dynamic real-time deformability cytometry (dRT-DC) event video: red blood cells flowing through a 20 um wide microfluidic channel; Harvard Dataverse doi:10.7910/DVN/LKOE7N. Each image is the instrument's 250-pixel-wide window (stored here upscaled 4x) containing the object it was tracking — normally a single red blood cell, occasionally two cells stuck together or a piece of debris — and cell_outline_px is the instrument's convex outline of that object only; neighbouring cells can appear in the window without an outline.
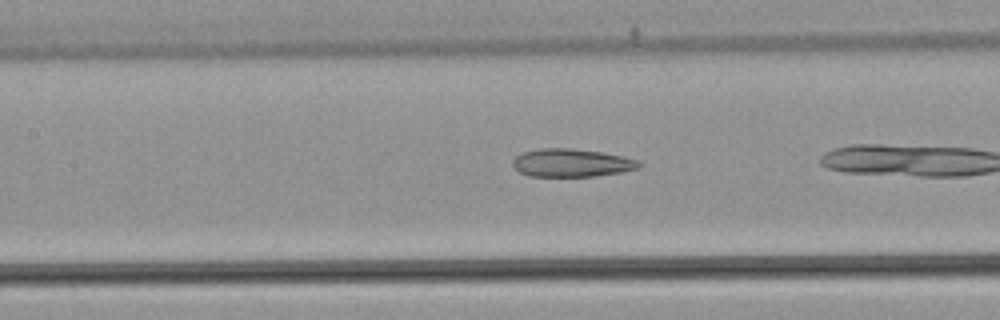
{"species": "common noctule bat (a hibernating species)", "species_latin": "Nyctalus noctula", "temperature_condition": "warm", "stored_images_in_passage": 14, "camera_frame_rate_fps": 3000, "um_per_image_px": 0.085, "animal": {"sex": "male", "body_mass_g": 21.5, "forearm_length_mm": 52.0}, "frame": {"image": 1, "passage_image": 7, "time_ms": 2.0, "image_size_px": [1000, 320], "cell_outline_px": [[644, 164], [636, 168], [620, 172], [596, 176], [528, 176], [520, 172], [512, 164], [512, 160], [516, 156], [524, 152], [540, 148], [572, 148], [600, 152], [624, 156], [640, 160]], "centroid_in_image_um": [48.6, 13.84], "position_along_channel_um": 158.8, "area_um2": 20.63}}
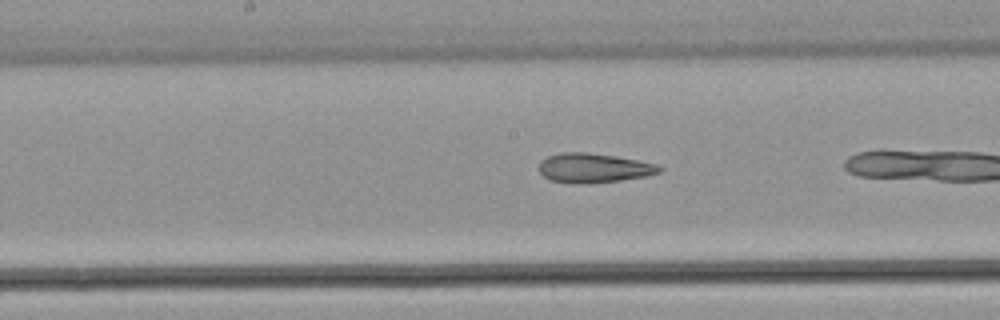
{"frame": {"image": 2, "passage_image": 10, "time_ms": 3.0, "image_size_px": [1000, 320], "cell_outline_px": [[664, 168], [660, 172], [648, 176], [620, 180], [588, 184], [552, 180], [544, 176], [540, 172], [540, 160], [548, 156], [560, 152], [584, 152], [616, 156], [656, 164]], "centroid_in_image_um": [50.49, 14.27], "position_along_channel_um": 197.7, "area_um2": 20.46}}